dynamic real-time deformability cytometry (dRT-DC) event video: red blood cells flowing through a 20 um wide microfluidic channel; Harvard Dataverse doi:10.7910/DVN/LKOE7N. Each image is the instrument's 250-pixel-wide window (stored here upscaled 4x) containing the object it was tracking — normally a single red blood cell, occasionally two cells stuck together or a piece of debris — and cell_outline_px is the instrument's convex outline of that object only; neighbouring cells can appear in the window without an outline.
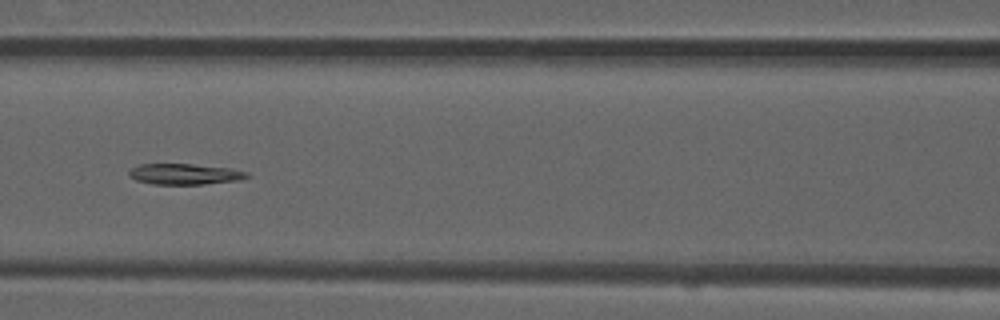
{"species": "common noctule bat (a hibernating species)", "species_latin": "Nyctalus noctula", "temperature_condition": "room temperature", "stored_images_in_passage": 3, "camera_frame_rate_fps": 3000, "um_per_image_px": 0.085, "animal": {"sex": "male", "forearm_length_mm": 52.5}, "frame": {"image": 1, "passage_image": 3, "time_ms": 0.667, "image_size_px": [1000, 320], "cell_outline_px": [[252, 176], [240, 180], [204, 184], [152, 184], [136, 180], [128, 176], [128, 172], [132, 168], [140, 164], [192, 164], [232, 168], [248, 172]], "centroid_in_image_um": [15.74, 14.8], "position_along_channel_um": 150.9, "area_um2": 14.45}}